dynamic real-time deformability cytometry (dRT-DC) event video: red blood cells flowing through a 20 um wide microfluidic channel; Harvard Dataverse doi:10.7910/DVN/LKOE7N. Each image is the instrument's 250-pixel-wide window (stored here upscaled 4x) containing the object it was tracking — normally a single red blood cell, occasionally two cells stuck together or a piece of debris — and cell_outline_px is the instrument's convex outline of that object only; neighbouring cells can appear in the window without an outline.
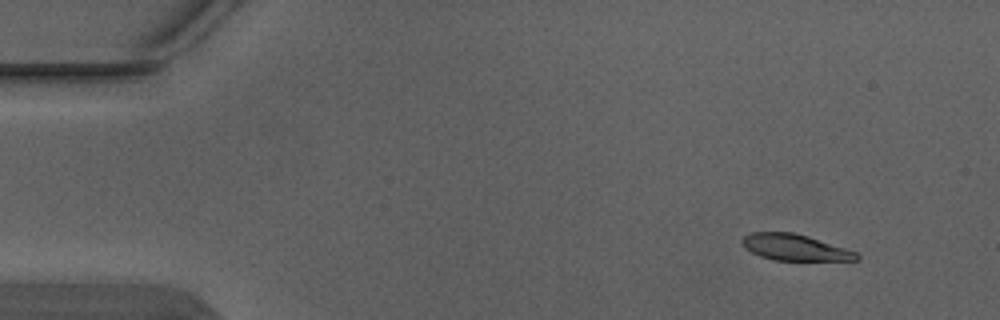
{"species": "Egyptian fruit bat (a non-hibernating species)", "species_latin": "Rousettus aegyptiacus", "temperature_condition": "warm", "stored_images_in_passage": 3, "camera_frame_rate_fps": 3000, "um_per_image_px": 0.085, "animal": {"sex": "male"}, "frame": {"image": 1, "passage_image": 1, "time_ms": 0.0, "image_size_px": [1000, 320], "cell_outline_px": [[860, 260], [772, 260], [760, 256], [744, 248], [740, 240], [744, 236], [752, 232], [792, 232], [808, 236], [856, 252], [860, 256]], "centroid_in_image_um": [67.52, 21.03], "position_along_channel_um": 17.5, "area_um2": 17.4}}
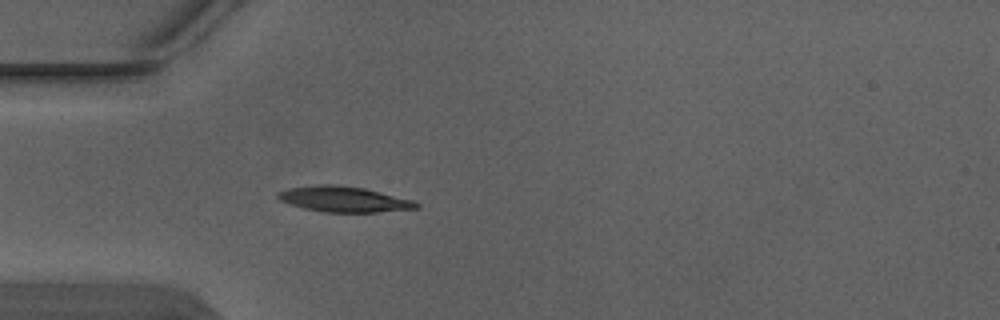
{"frame": {"image": 2, "passage_image": 3, "time_ms": 0.667, "image_size_px": [1000, 320], "cell_outline_px": [[420, 208], [376, 212], [324, 212], [304, 208], [280, 200], [276, 196], [276, 192], [288, 188], [320, 184], [336, 184], [364, 188], [412, 200], [420, 204]], "centroid_in_image_um": [29.21, 16.93], "position_along_channel_um": 55.8, "area_um2": 20.52}}